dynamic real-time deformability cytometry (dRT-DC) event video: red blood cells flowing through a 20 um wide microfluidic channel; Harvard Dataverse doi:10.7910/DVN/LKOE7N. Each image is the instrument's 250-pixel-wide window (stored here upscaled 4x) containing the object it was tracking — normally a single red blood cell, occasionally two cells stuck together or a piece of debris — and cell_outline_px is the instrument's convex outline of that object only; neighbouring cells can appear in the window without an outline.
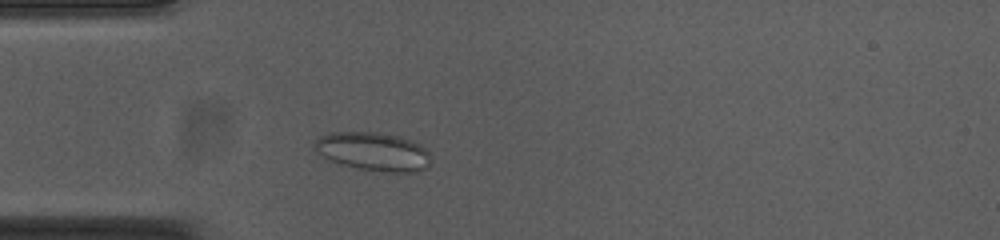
{"species": "common noctule bat (a hibernating species)", "species_latin": "Nyctalus noctula", "temperature_condition": "cold", "stored_images_in_passage": 47, "camera_frame_rate_fps": 3000, "um_per_image_px": 0.085, "animal": {"sex": "female", "body_mass_g": 23.0, "forearm_length_mm": 53.4}, "frame": {"image": 1, "passage_image": 8, "time_ms": 2.333, "image_size_px": [1000, 240], "cell_outline_px": [[428, 168], [416, 172], [392, 172], [360, 168], [344, 164], [332, 160], [316, 152], [312, 144], [320, 136], [328, 132], [380, 132], [400, 136], [412, 140], [420, 144], [428, 152]], "centroid_in_image_um": [31.73, 12.85], "position_along_channel_um": 53.3, "area_um2": 25.89}}
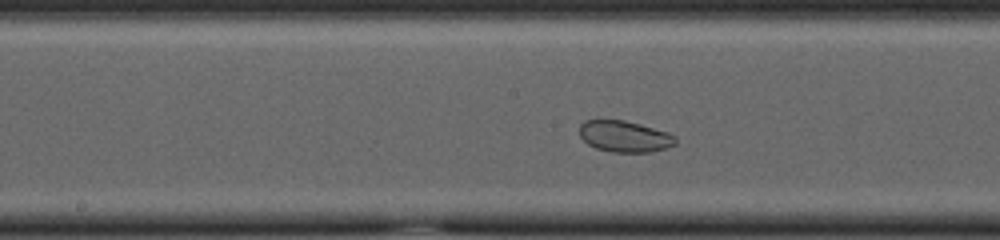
{"frame": {"image": 2, "passage_image": 20, "time_ms": 6.333, "image_size_px": [1000, 240], "cell_outline_px": [[676, 144], [664, 148], [648, 152], [612, 152], [596, 148], [588, 144], [580, 136], [580, 124], [584, 120], [624, 120], [640, 124], [668, 132], [676, 136]], "centroid_in_image_um": [53.09, 11.59], "position_along_channel_um": 195.1, "area_um2": 17.46}}
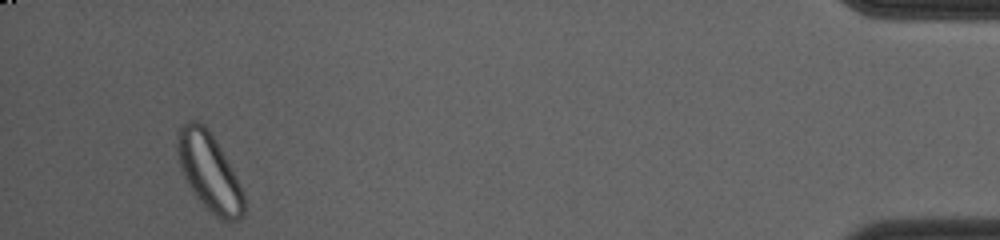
{"frame": {"image": 3, "passage_image": 44, "time_ms": 14.333, "image_size_px": [1000, 240], "cell_outline_px": [[244, 216], [240, 220], [232, 224], [216, 216], [196, 196], [184, 176], [180, 168], [176, 152], [176, 140], [180, 128], [184, 124], [192, 120], [200, 120], [204, 124], [220, 148], [244, 192]], "centroid_in_image_um": [17.79, 14.63], "position_along_channel_um": 417.4, "area_um2": 29.82}, "authors_computed_cell_mechanics": {"area_um2": 24.9696, "velocity_mm_per_s": 3.7078, "shape_relaxation_time_tau1_ms": null, "shape_relaxation_time_tau2_ms": 2.5151, "deformation_change_tau1": null, "deformation_change_tau2": 0.0631}}